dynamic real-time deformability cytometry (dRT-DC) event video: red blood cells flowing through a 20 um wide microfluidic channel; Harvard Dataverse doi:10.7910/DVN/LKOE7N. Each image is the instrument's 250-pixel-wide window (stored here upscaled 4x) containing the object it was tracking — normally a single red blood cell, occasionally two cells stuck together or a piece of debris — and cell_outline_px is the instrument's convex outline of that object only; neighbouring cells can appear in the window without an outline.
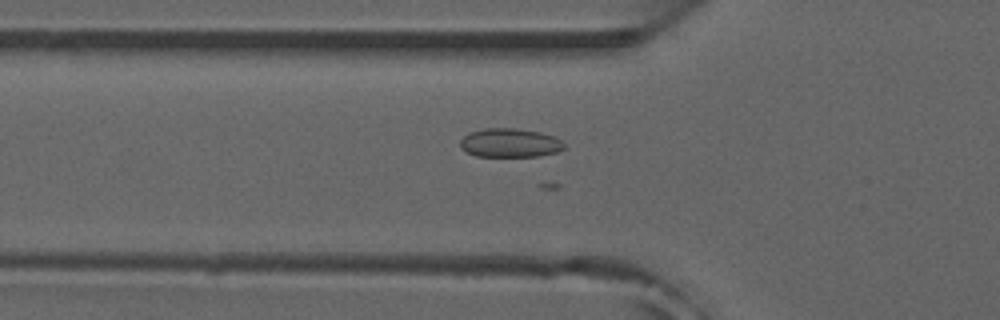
{"species": "common noctule bat (a hibernating species)", "species_latin": "Nyctalus noctula", "temperature_condition": "room temperature", "stored_images_in_passage": 22, "camera_frame_rate_fps": 3000, "um_per_image_px": 0.085, "animal": {"sex": "male", "forearm_length_mm": 52.5}, "frame": {"image": 1, "passage_image": 8, "time_ms": 2.333, "image_size_px": [1000, 320], "cell_outline_px": [[564, 148], [556, 152], [536, 156], [476, 156], [460, 148], [460, 140], [468, 132], [484, 128], [516, 128], [540, 132], [552, 136], [560, 140], [564, 144]], "centroid_in_image_um": [43.3, 12.13], "position_along_channel_um": 82.5, "area_um2": 17.4}}